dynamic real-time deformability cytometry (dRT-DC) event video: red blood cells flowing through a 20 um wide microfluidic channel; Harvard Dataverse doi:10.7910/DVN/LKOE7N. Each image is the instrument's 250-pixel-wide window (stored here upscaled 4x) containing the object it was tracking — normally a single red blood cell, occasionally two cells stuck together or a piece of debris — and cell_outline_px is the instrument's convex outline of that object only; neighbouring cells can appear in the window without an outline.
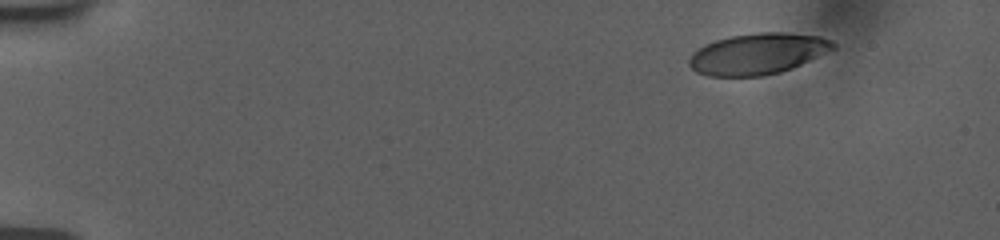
{"species": "human", "species_latin": "Homo sapiens", "temperature_condition": "room temperature", "stored_images_in_passage": 73, "camera_frame_rate_fps": 3000, "um_per_image_px": 0.085, "donor": {"sex": "female"}, "frame": {"image": 1, "passage_image": 1, "time_ms": 0.0, "image_size_px": [1000, 240], "cell_outline_px": [[836, 48], [792, 68], [780, 72], [760, 76], [708, 76], [696, 72], [688, 64], [688, 60], [692, 52], [704, 44], [728, 36], [760, 32], [784, 32], [820, 36], [832, 40], [836, 44]], "centroid_in_image_um": [64.39, 4.56], "position_along_channel_um": 20.6, "area_um2": 34.62}}
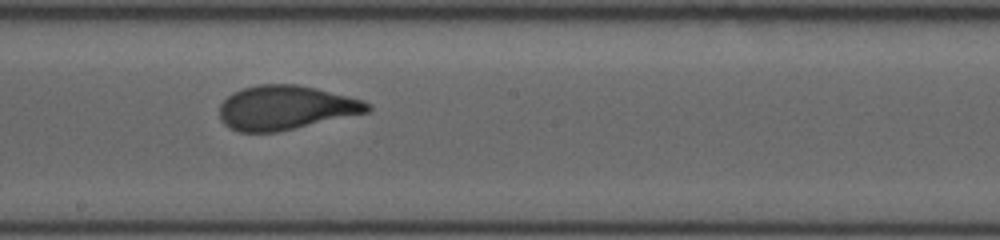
{"frame": {"image": 2, "passage_image": 41, "time_ms": 8.667, "image_size_px": [1000, 240], "cell_outline_px": [[372, 108], [368, 112], [296, 128], [276, 132], [240, 132], [228, 128], [220, 120], [220, 104], [232, 92], [256, 84], [296, 84], [316, 88], [364, 100], [372, 104]], "centroid_in_image_um": [24.27, 9.15], "position_along_channel_um": 223.9, "area_um2": 38.21}}
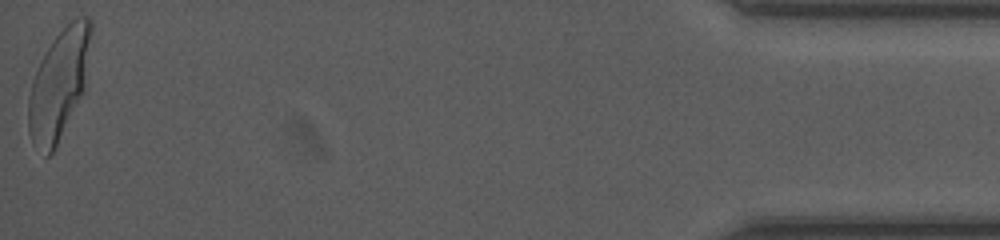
{"frame": {"image": 3, "passage_image": 73, "time_ms": 16.333, "image_size_px": [1000, 240], "cell_outline_px": [[92, 32], [84, 92], [56, 148], [48, 156], [44, 156], [32, 140], [28, 132], [28, 96], [32, 80], [40, 60], [52, 40], [72, 20], [80, 16], [88, 16], [92, 20]], "centroid_in_image_um": [5.02, 7.17], "position_along_channel_um": 430.2, "area_um2": 40.17}, "authors_computed_cell_mechanics": {"area_um2": 37.57, "velocity_mm_per_s": 3.7839, "shape_relaxation_time_tau1_ms": 4.0286, "shape_relaxation_time_tau2_ms": null, "deformation_change_tau1": 0.1868, "deformation_change_tau2": null}}